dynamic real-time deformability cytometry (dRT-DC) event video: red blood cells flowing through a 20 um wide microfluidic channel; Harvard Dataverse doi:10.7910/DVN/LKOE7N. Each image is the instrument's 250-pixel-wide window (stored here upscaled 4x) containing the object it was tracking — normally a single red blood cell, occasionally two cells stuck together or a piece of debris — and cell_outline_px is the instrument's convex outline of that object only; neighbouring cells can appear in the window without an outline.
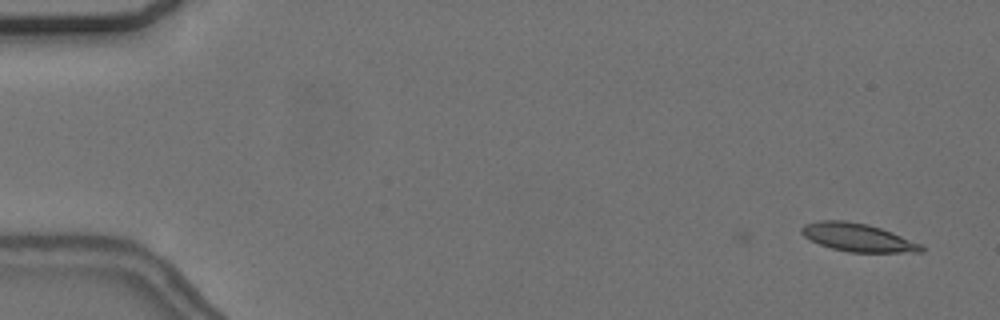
{"species": "common noctule bat (a hibernating species)", "species_latin": "Nyctalus noctula", "temperature_condition": "cold", "stored_images_in_passage": 4, "camera_frame_rate_fps": 3000, "um_per_image_px": 0.085, "animal": {"sex": "female", "body_mass_g": 24.6, "forearm_length_mm": 56.2}, "frame": {"image": 1, "passage_image": 4, "time_ms": 1.0, "image_size_px": [1000, 320], "cell_outline_px": [[924, 252], [848, 252], [832, 248], [820, 244], [804, 236], [800, 232], [800, 228], [804, 224], [820, 220], [844, 220], [868, 224], [892, 232], [920, 244], [924, 248]], "centroid_in_image_um": [72.88, 20.17], "position_along_channel_um": 12.1, "area_um2": 19.48}}